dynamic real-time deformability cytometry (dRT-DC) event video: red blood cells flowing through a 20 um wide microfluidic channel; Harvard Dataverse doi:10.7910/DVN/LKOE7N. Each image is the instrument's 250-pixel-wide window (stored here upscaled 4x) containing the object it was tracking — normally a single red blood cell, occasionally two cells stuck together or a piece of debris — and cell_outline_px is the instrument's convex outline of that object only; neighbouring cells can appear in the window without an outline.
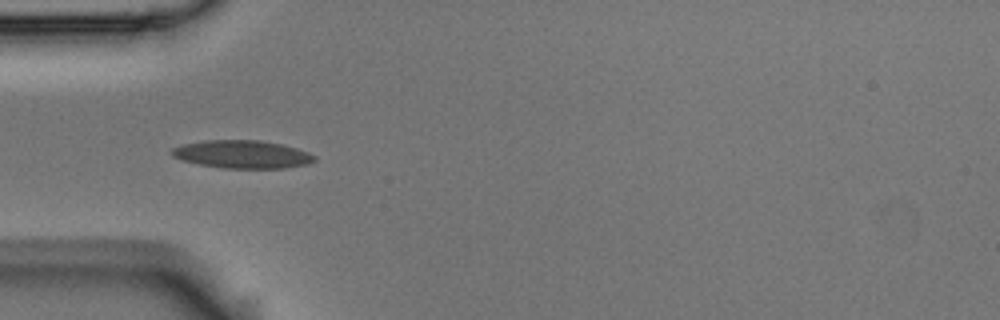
{"species": "Egyptian fruit bat (a non-hibernating species)", "species_latin": "Rousettus aegyptiacus", "temperature_condition": "room temperature", "stored_images_in_passage": 11, "camera_frame_rate_fps": 3000, "um_per_image_px": 0.085, "animal": {"sex": "male"}, "frame": {"image": 1, "passage_image": 1, "time_ms": 0.0, "image_size_px": [1000, 320], "cell_outline_px": [[316, 160], [308, 164], [284, 168], [224, 168], [200, 164], [180, 160], [172, 156], [168, 152], [172, 148], [180, 144], [204, 140], [260, 140], [280, 144], [296, 148], [308, 152], [316, 156]], "centroid_in_image_um": [20.54, 13.11], "position_along_channel_um": 64.5, "area_um2": 23.41}}
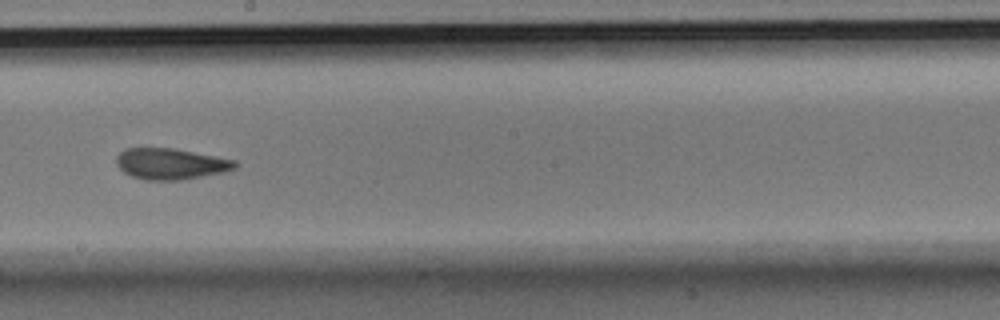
{"frame": {"image": 2, "passage_image": 5, "time_ms": 1.333, "image_size_px": [1000, 320], "cell_outline_px": [[236, 168], [224, 172], [180, 180], [144, 180], [132, 176], [124, 172], [116, 164], [116, 156], [124, 148], [172, 148], [236, 160]], "centroid_in_image_um": [14.48, 13.92], "position_along_channel_um": 233.7, "area_um2": 21.39}}
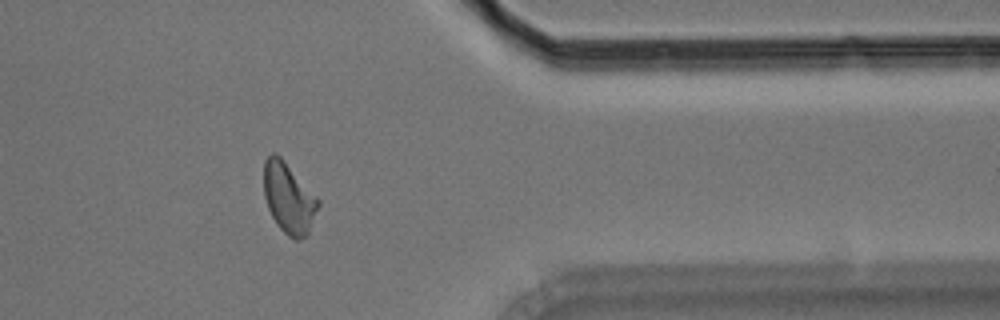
{"frame": {"image": 3, "passage_image": 9, "time_ms": 2.667, "image_size_px": [1000, 320], "cell_outline_px": [[320, 204], [308, 236], [300, 240], [296, 240], [288, 236], [276, 224], [268, 208], [264, 196], [264, 160], [272, 152], [276, 152], [284, 160], [320, 200]], "centroid_in_image_um": [24.55, 16.85], "position_along_channel_um": 386.8, "area_um2": 22.54}}